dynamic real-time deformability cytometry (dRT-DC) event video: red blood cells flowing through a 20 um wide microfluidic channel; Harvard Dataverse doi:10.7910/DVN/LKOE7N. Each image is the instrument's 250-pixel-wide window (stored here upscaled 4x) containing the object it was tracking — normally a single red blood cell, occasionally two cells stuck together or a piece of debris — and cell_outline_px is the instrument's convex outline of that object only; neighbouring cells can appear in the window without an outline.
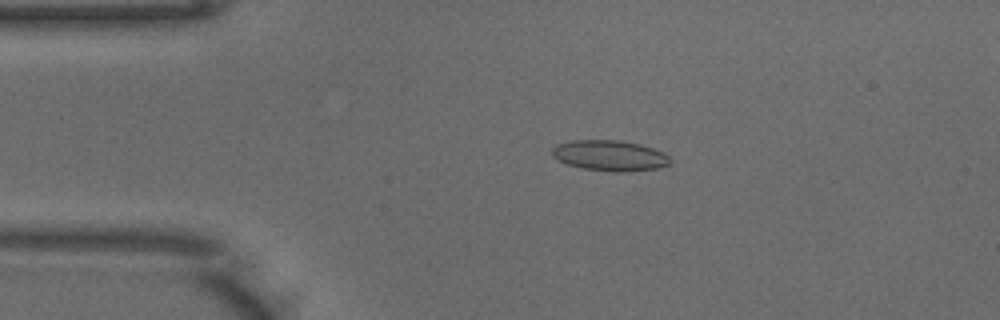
{"species": "common noctule bat (a hibernating species)", "species_latin": "Nyctalus noctula", "temperature_condition": "warm", "stored_images_in_passage": 41, "camera_frame_rate_fps": 3000, "um_per_image_px": 0.085, "animal": {"sex": "male", "body_mass_g": 18.8}, "frame": {"image": 1, "passage_image": 2, "time_ms": 0.333, "image_size_px": [1000, 320], "cell_outline_px": [[672, 160], [668, 164], [656, 168], [616, 172], [584, 168], [568, 164], [552, 156], [552, 148], [556, 144], [572, 140], [620, 140], [640, 144], [664, 152]], "centroid_in_image_um": [51.82, 13.2], "position_along_channel_um": 33.2, "area_um2": 20.81}}
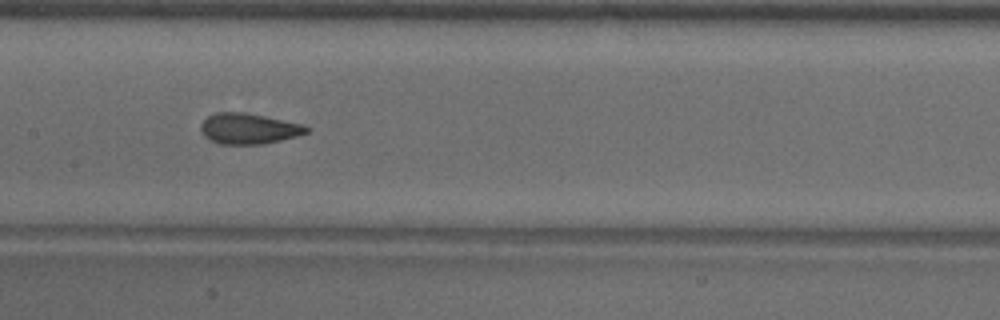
{"frame": {"image": 2, "passage_image": 16, "time_ms": 5.0, "image_size_px": [1000, 320], "cell_outline_px": [[312, 128], [308, 132], [296, 136], [264, 144], [220, 144], [204, 136], [200, 128], [200, 124], [208, 116], [216, 112], [244, 112], [304, 124]], "centroid_in_image_um": [21.16, 10.93], "position_along_channel_um": 186.2, "area_um2": 18.9}}
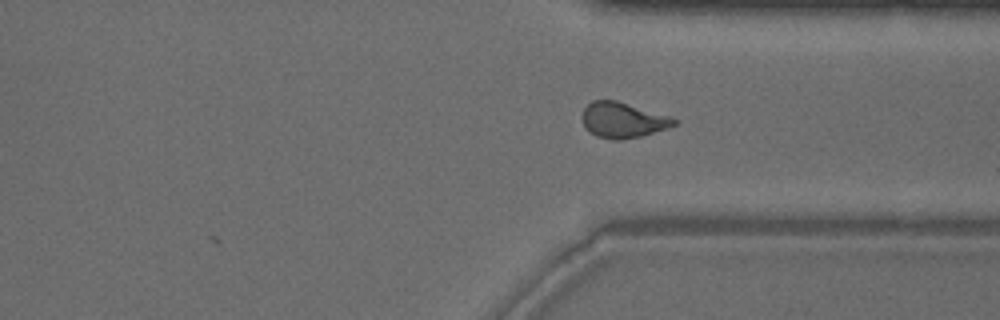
{"frame": {"image": 3, "passage_image": 29, "time_ms": 9.333, "image_size_px": [1000, 320], "cell_outline_px": [[680, 120], [676, 124], [668, 128], [640, 136], [620, 140], [616, 140], [596, 136], [588, 132], [584, 128], [580, 120], [580, 116], [584, 108], [592, 100], [616, 100], [672, 116]], "centroid_in_image_um": [52.92, 10.2], "position_along_channel_um": 358.5, "area_um2": 19.42}, "authors_computed_cell_mechanics": {"area_um2": 19.2474, "velocity_mm_per_s": 3.9907, "shape_relaxation_time_tau1_ms": 8.2339, "shape_relaxation_time_tau2_ms": 1.057, "deformation_change_tau1": 0.1903, "deformation_change_tau2": 0.0685}}